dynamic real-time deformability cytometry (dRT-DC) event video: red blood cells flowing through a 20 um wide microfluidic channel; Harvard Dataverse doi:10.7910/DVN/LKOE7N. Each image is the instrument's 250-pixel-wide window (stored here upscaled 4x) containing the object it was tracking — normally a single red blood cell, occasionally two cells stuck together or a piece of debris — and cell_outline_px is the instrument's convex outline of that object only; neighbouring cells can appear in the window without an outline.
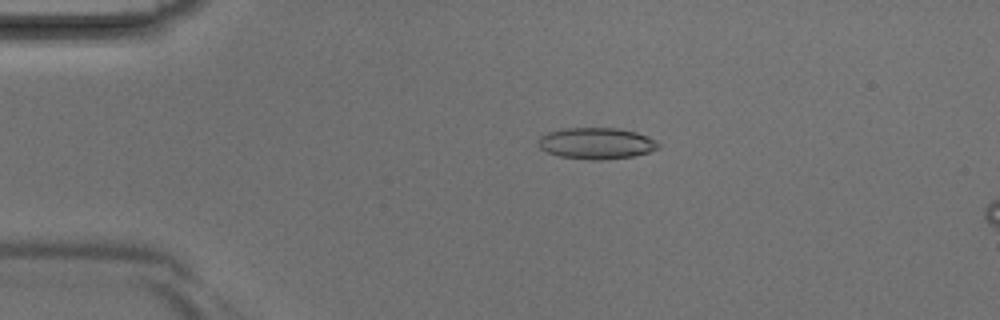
{"species": "Egyptian fruit bat (a non-hibernating species)", "species_latin": "Rousettus aegyptiacus", "temperature_condition": "room temperature", "stored_images_in_passage": 6, "camera_frame_rate_fps": 3000, "um_per_image_px": 0.085, "animal": {"sex": "male"}, "frame": {"image": 1, "passage_image": 3, "time_ms": 0.667, "image_size_px": [1000, 320], "cell_outline_px": [[660, 148], [648, 152], [632, 156], [604, 160], [592, 160], [560, 156], [548, 152], [540, 148], [536, 144], [536, 140], [540, 136], [548, 132], [564, 128], [620, 128], [636, 132], [648, 136], [656, 140], [660, 144]], "centroid_in_image_um": [50.69, 12.18], "position_along_channel_um": 34.3, "area_um2": 22.14}}
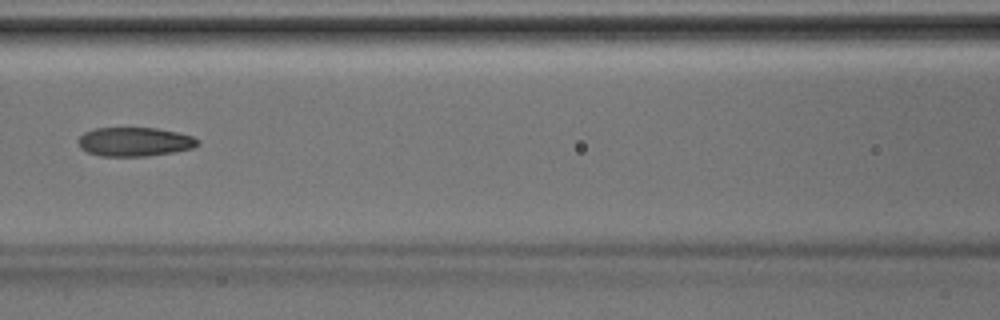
{"frame": {"image": 2, "passage_image": 6, "time_ms": 1.667, "image_size_px": [1000, 320], "cell_outline_px": [[200, 144], [192, 148], [176, 152], [148, 156], [100, 156], [88, 152], [80, 148], [76, 140], [84, 132], [96, 128], [156, 128], [176, 132], [192, 136], [200, 140]], "centroid_in_image_um": [11.44, 12.06], "position_along_channel_um": 155.2, "area_um2": 20.35}}